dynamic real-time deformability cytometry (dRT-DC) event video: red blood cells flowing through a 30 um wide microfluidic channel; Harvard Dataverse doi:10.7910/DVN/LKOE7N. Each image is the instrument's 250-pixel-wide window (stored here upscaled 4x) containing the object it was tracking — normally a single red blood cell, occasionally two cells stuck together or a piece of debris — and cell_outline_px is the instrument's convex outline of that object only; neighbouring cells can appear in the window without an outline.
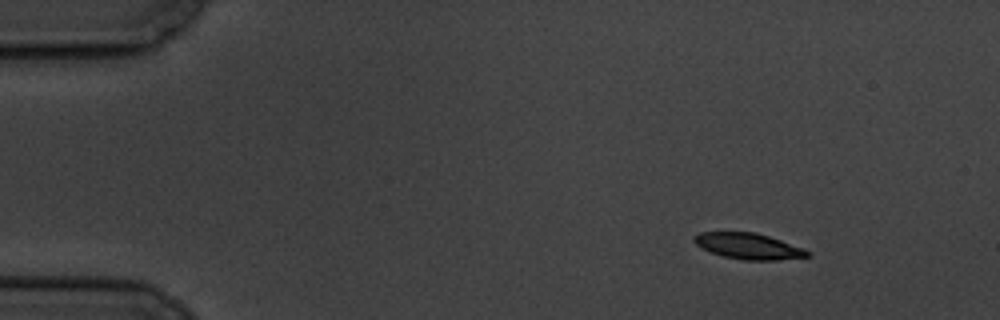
{"species": "common noctule bat (a hibernating species)", "species_latin": "Nyctalus noctula", "temperature_condition": "cold", "stored_images_in_passage": 5, "camera_frame_rate_fps": 3000, "um_per_image_px": 0.085, "animal": {"sex": "male", "body_mass_g": 19.5, "forearm_length_mm": 54.6}, "frame": {"image": 1, "passage_image": 2, "time_ms": 1.333, "image_size_px": [1000, 320], "cell_outline_px": [[812, 256], [776, 260], [744, 260], [724, 256], [712, 252], [696, 244], [692, 240], [692, 236], [700, 232], [756, 232], [804, 248]], "centroid_in_image_um": [63.61, 20.91], "position_along_channel_um": 21.4, "area_um2": 16.99}}
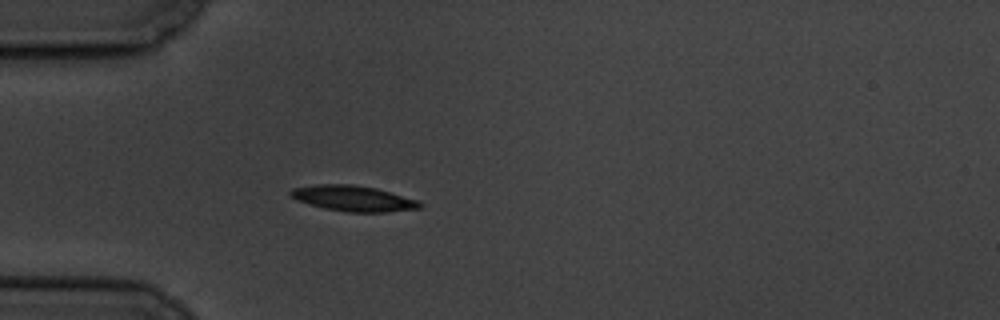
{"frame": {"image": 2, "passage_image": 5, "time_ms": 4.667, "image_size_px": [1000, 320], "cell_outline_px": [[424, 204], [420, 208], [388, 212], [348, 212], [324, 208], [296, 200], [288, 192], [292, 188], [316, 184], [352, 184], [376, 188], [416, 200]], "centroid_in_image_um": [30.01, 16.86], "position_along_channel_um": 55.0, "area_um2": 19.19}}